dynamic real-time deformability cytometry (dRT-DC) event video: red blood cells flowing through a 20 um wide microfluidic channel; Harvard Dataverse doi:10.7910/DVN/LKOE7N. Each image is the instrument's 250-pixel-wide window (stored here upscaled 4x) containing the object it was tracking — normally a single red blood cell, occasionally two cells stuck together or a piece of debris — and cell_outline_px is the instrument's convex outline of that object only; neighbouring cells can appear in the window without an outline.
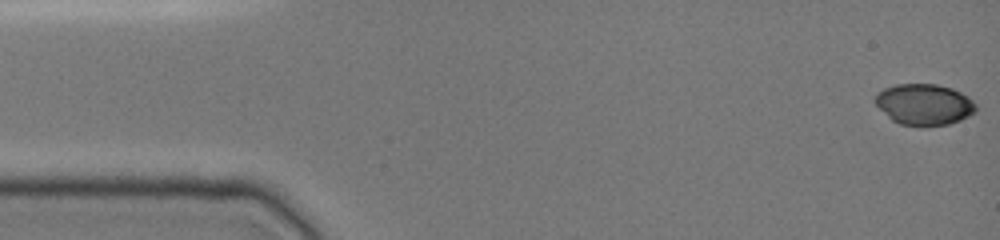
{"species": "common noctule bat (a hibernating species)", "species_latin": "Nyctalus noctula", "temperature_condition": "cold", "stored_images_in_passage": 48, "camera_frame_rate_fps": 3000, "um_per_image_px": 0.085, "animal": {"sex": "female", "body_mass_g": 19.0, "forearm_length_mm": 51.5}, "frame": {"image": 1, "passage_image": 1, "time_ms": 0.0, "image_size_px": [1000, 240], "cell_outline_px": [[976, 112], [960, 120], [948, 124], [900, 124], [892, 120], [872, 100], [876, 92], [884, 88], [896, 84], [936, 84], [952, 88], [968, 96], [976, 104]], "centroid_in_image_um": [78.54, 8.84], "position_along_channel_um": 6.5, "area_um2": 23.87}}
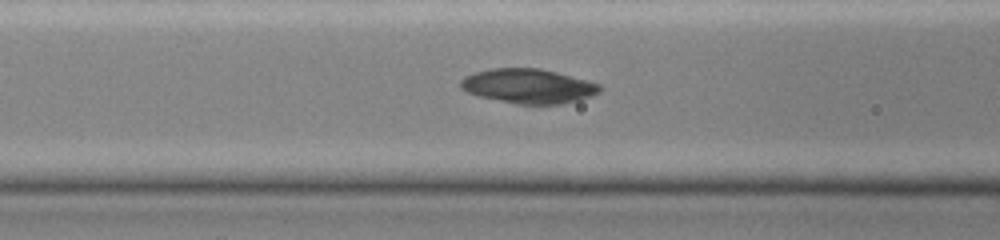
{"frame": {"image": 2, "passage_image": 19, "time_ms": 6.0, "image_size_px": [1000, 240], "cell_outline_px": [[604, 88], [600, 92], [592, 96], [580, 100], [560, 104], [516, 104], [480, 96], [468, 92], [460, 88], [460, 80], [464, 76], [472, 72], [492, 68], [540, 68], [588, 80], [600, 84]], "centroid_in_image_um": [44.93, 7.31], "position_along_channel_um": 121.7, "area_um2": 28.21}}
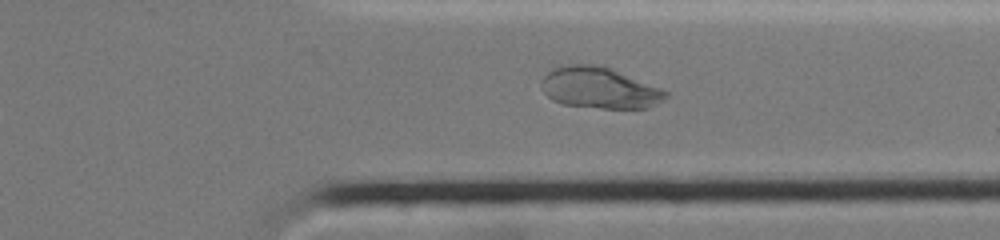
{"frame": {"image": 3, "passage_image": 37, "time_ms": 12.0, "image_size_px": [1000, 240], "cell_outline_px": [[668, 96], [664, 100], [648, 108], [600, 108], [564, 104], [552, 100], [544, 92], [540, 84], [544, 76], [552, 68], [564, 64], [596, 64], [612, 68], [660, 88], [668, 92]], "centroid_in_image_um": [50.94, 7.46], "position_along_channel_um": 360.5, "area_um2": 29.94}}